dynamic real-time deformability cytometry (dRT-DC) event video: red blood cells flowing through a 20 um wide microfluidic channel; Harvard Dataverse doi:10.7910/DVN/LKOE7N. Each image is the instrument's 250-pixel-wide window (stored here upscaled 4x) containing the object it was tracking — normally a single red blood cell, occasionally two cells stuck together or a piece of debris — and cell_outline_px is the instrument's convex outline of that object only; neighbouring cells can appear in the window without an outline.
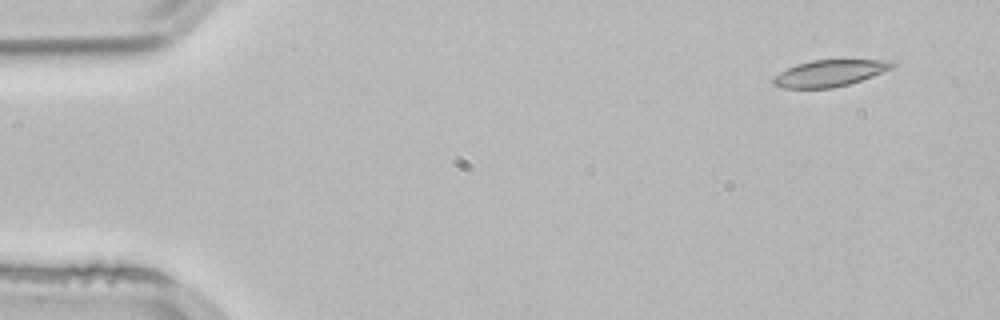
{"species": "common noctule bat (a hibernating species)", "species_latin": "Nyctalus noctula", "temperature_condition": "room temperature", "stored_images_in_passage": 4, "camera_frame_rate_fps": 3000, "um_per_image_px": 0.085, "animal": {"sex": "male", "body_mass_g": 21.5, "forearm_length_mm": 52.0}, "frame": {"image": 1, "passage_image": 1, "time_ms": 0.0, "image_size_px": [1000, 320], "cell_outline_px": [[896, 64], [892, 68], [872, 76], [848, 84], [832, 88], [784, 88], [772, 84], [772, 80], [780, 72], [796, 64], [812, 60], [892, 60]], "centroid_in_image_um": [70.52, 6.22], "position_along_channel_um": 14.5, "area_um2": 18.21}}